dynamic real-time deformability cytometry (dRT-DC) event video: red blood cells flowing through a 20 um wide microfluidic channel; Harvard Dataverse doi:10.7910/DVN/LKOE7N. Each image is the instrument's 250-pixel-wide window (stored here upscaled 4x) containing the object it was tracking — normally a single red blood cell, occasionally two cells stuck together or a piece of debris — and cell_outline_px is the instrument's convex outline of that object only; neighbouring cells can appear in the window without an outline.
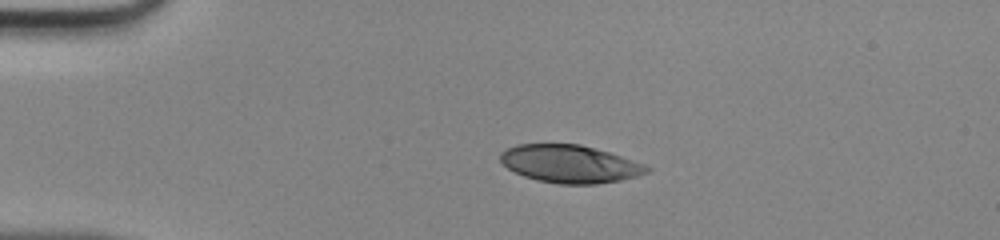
{"species": "human", "species_latin": "Homo sapiens", "temperature_condition": "room temperature", "stored_images_in_passage": 38, "camera_frame_rate_fps": 3000, "um_per_image_px": 0.085, "donor": {"sex": "male"}, "frame": {"image": 1, "passage_image": 1, "time_ms": 0.0, "image_size_px": [1000, 240], "cell_outline_px": [[652, 168], [648, 172], [636, 176], [620, 180], [596, 184], [560, 184], [536, 180], [524, 176], [508, 168], [500, 160], [500, 152], [516, 144], [580, 144], [608, 152], [644, 164]], "centroid_in_image_um": [48.42, 13.93], "position_along_channel_um": 36.6, "area_um2": 32.02}}
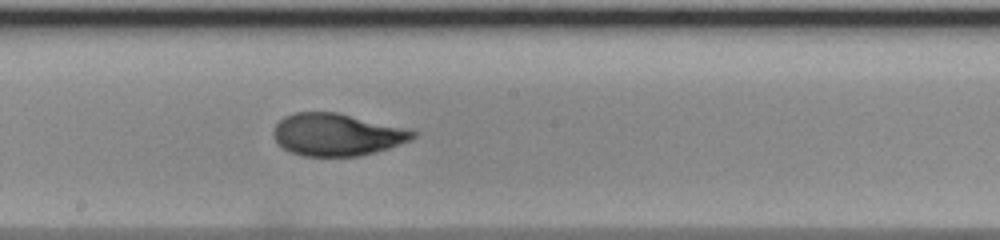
{"frame": {"image": 2, "passage_image": 17, "time_ms": 5.333, "image_size_px": [1000, 240], "cell_outline_px": [[420, 132], [412, 140], [388, 148], [360, 156], [304, 156], [292, 152], [284, 148], [276, 140], [272, 132], [276, 124], [284, 116], [296, 112], [336, 112], [416, 128]], "centroid_in_image_um": [28.75, 11.42], "position_along_channel_um": 219.4, "area_um2": 34.97}}
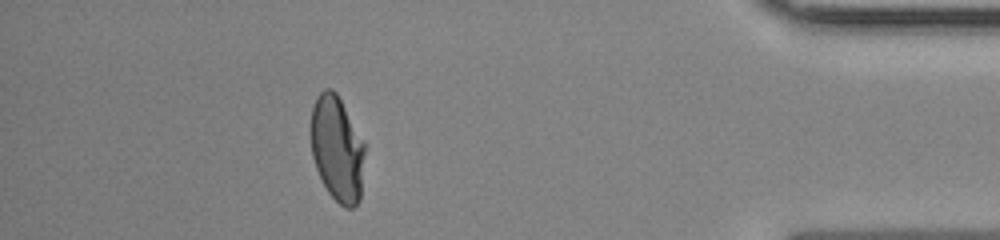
{"frame": {"image": 3, "passage_image": 33, "time_ms": 10.667, "image_size_px": [1000, 240], "cell_outline_px": [[364, 152], [360, 200], [352, 208], [344, 208], [328, 192], [316, 168], [312, 156], [312, 108], [316, 96], [324, 88], [332, 88], [336, 92], [364, 140]], "centroid_in_image_um": [28.66, 12.63], "position_along_channel_um": 406.5, "area_um2": 32.89}}